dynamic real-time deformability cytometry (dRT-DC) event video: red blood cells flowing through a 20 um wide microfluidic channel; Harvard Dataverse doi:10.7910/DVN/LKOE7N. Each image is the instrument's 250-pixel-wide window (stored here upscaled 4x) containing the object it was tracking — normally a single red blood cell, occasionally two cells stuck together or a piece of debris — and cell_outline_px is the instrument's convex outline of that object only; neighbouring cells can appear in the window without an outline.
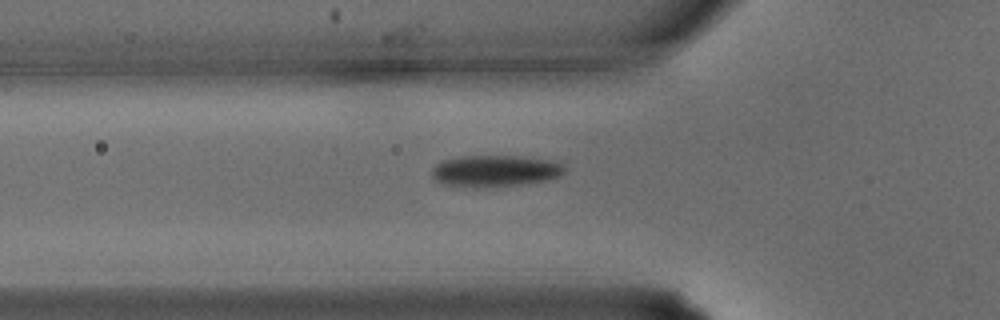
{"species": "common noctule bat (a hibernating species)", "species_latin": "Nyctalus noctula", "temperature_condition": "warm", "stored_images_in_passage": 13, "segment_of_instrument_passage": [2, 2], "camera_frame_rate_fps": 3000, "um_per_image_px": 0.085, "animal": {"sex": "male", "body_mass_g": 15.6}, "frame": {"image": 1, "passage_image": 11, "time_ms": 3.333, "image_size_px": [1000, 320], "cell_outline_px": [[624, 220], [584, 228], [580, 228], [528, 224], [524, 220], [540, 212], [568, 208], [600, 208], [624, 216]], "centroid_in_image_um": [48.86, 18.51], "position_along_channel_um": 76.9, "area_um2": 10.35}}